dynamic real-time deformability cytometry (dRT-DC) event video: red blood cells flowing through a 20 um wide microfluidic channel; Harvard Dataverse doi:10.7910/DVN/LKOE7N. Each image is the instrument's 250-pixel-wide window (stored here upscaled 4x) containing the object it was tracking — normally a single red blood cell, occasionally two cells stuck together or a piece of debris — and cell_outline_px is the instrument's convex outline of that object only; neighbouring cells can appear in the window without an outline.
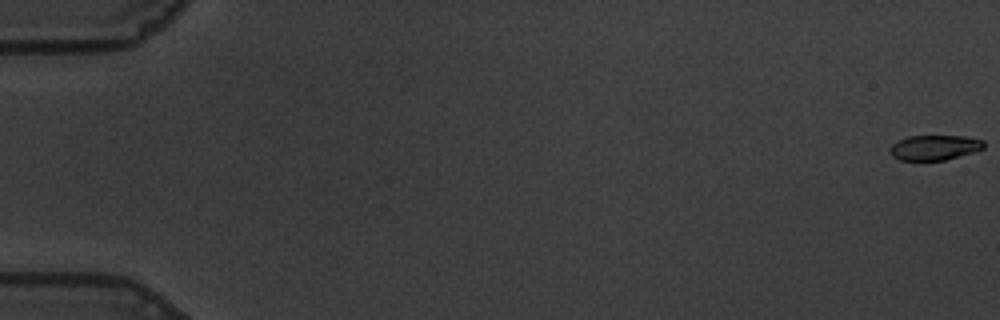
{"species": "common noctule bat (a hibernating species)", "species_latin": "Nyctalus noctula", "temperature_condition": "warm", "stored_images_in_passage": 59, "camera_frame_rate_fps": 3000, "um_per_image_px": 0.085, "animal": {"sex": "male", "body_mass_g": 19.5, "forearm_length_mm": 54.6}, "frame": {"image": 1, "passage_image": 1, "time_ms": 0.0, "image_size_px": [1000, 320], "cell_outline_px": [[984, 148], [972, 152], [944, 160], [900, 160], [892, 156], [892, 144], [908, 136], [964, 136], [984, 140]], "centroid_in_image_um": [79.46, 12.53], "position_along_channel_um": 5.5, "area_um2": 13.41}}
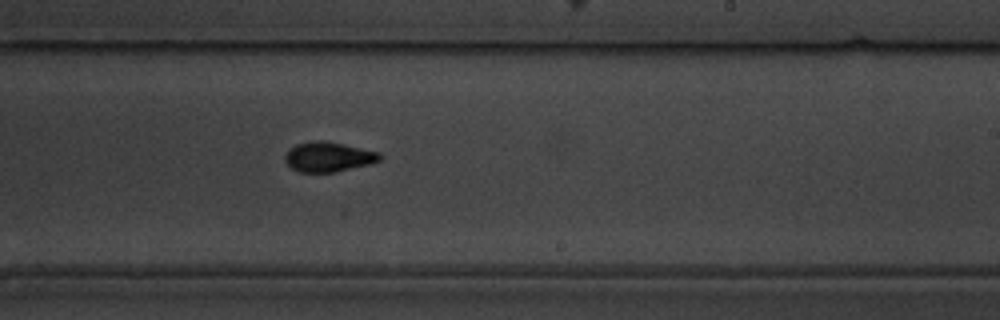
{"frame": {"image": 2, "passage_image": 37, "time_ms": 12.0, "image_size_px": [1000, 320], "cell_outline_px": [[384, 156], [380, 160], [368, 164], [336, 172], [300, 172], [292, 168], [284, 160], [284, 156], [288, 148], [296, 144], [312, 140], [324, 140], [344, 144], [380, 152]], "centroid_in_image_um": [27.9, 13.32], "position_along_channel_um": 261.1, "area_um2": 16.65}}
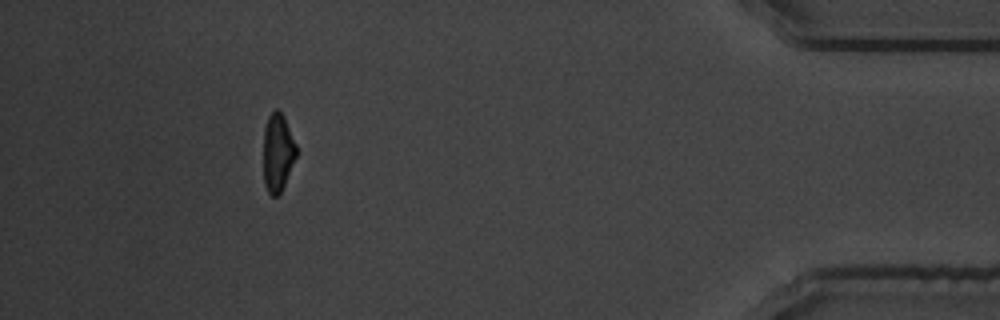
{"frame": {"image": 3, "passage_image": 54, "time_ms": 17.667, "image_size_px": [1000, 320], "cell_outline_px": [[296, 156], [284, 184], [280, 192], [276, 196], [272, 196], [268, 192], [264, 184], [264, 128], [268, 116], [276, 108], [284, 116], [296, 144]], "centroid_in_image_um": [23.6, 12.94], "position_along_channel_um": 411.6, "area_um2": 14.74}, "authors_computed_cell_mechanics": {"area_um2": 15.8372, "velocity_mm_per_s": 3.5834, "shape_relaxation_time_tau1_ms": 3.7698, "shape_relaxation_time_tau2_ms": 2.0423, "deformation_change_tau1": 0.1649, "deformation_change_tau2": 0.0739}}